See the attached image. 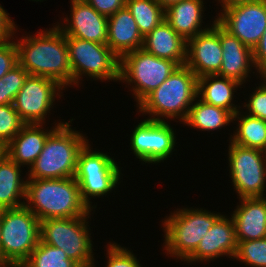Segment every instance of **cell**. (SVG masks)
<instances>
[{"label":"cell","mask_w":266,"mask_h":267,"mask_svg":"<svg viewBox=\"0 0 266 267\" xmlns=\"http://www.w3.org/2000/svg\"><path fill=\"white\" fill-rule=\"evenodd\" d=\"M232 215L237 243L266 238V197L241 198Z\"/></svg>","instance_id":"ffe728a7"},{"label":"cell","mask_w":266,"mask_h":267,"mask_svg":"<svg viewBox=\"0 0 266 267\" xmlns=\"http://www.w3.org/2000/svg\"><path fill=\"white\" fill-rule=\"evenodd\" d=\"M108 249L107 267H141L129 250L114 243L110 244Z\"/></svg>","instance_id":"d6a6232c"},{"label":"cell","mask_w":266,"mask_h":267,"mask_svg":"<svg viewBox=\"0 0 266 267\" xmlns=\"http://www.w3.org/2000/svg\"><path fill=\"white\" fill-rule=\"evenodd\" d=\"M66 42L72 83L77 84L81 74L84 73L95 79L119 80L120 58L107 44H99L69 36H66Z\"/></svg>","instance_id":"9c48e42d"},{"label":"cell","mask_w":266,"mask_h":267,"mask_svg":"<svg viewBox=\"0 0 266 267\" xmlns=\"http://www.w3.org/2000/svg\"><path fill=\"white\" fill-rule=\"evenodd\" d=\"M15 30V24L10 19L8 13L0 5V42L10 39Z\"/></svg>","instance_id":"74e56055"},{"label":"cell","mask_w":266,"mask_h":267,"mask_svg":"<svg viewBox=\"0 0 266 267\" xmlns=\"http://www.w3.org/2000/svg\"><path fill=\"white\" fill-rule=\"evenodd\" d=\"M62 88L56 80L28 75L14 98L13 106L25 124H42L53 105L56 91Z\"/></svg>","instance_id":"4fadbf2b"},{"label":"cell","mask_w":266,"mask_h":267,"mask_svg":"<svg viewBox=\"0 0 266 267\" xmlns=\"http://www.w3.org/2000/svg\"><path fill=\"white\" fill-rule=\"evenodd\" d=\"M24 125L13 104L0 105V143L6 146Z\"/></svg>","instance_id":"1f68e13d"},{"label":"cell","mask_w":266,"mask_h":267,"mask_svg":"<svg viewBox=\"0 0 266 267\" xmlns=\"http://www.w3.org/2000/svg\"><path fill=\"white\" fill-rule=\"evenodd\" d=\"M98 13L107 17L113 15L126 5V0H85Z\"/></svg>","instance_id":"d590c367"},{"label":"cell","mask_w":266,"mask_h":267,"mask_svg":"<svg viewBox=\"0 0 266 267\" xmlns=\"http://www.w3.org/2000/svg\"><path fill=\"white\" fill-rule=\"evenodd\" d=\"M20 167L7 155L0 161V208L2 209L24 206L25 202H20L19 197L25 198L26 181L21 180Z\"/></svg>","instance_id":"d4e9b609"},{"label":"cell","mask_w":266,"mask_h":267,"mask_svg":"<svg viewBox=\"0 0 266 267\" xmlns=\"http://www.w3.org/2000/svg\"><path fill=\"white\" fill-rule=\"evenodd\" d=\"M130 141L137 158L145 163H158L174 149L175 134L167 122L147 119L134 129Z\"/></svg>","instance_id":"5bb4252c"},{"label":"cell","mask_w":266,"mask_h":267,"mask_svg":"<svg viewBox=\"0 0 266 267\" xmlns=\"http://www.w3.org/2000/svg\"><path fill=\"white\" fill-rule=\"evenodd\" d=\"M143 41L144 37L126 6L108 17L106 44L119 58L128 52L141 49Z\"/></svg>","instance_id":"ac0fdd59"},{"label":"cell","mask_w":266,"mask_h":267,"mask_svg":"<svg viewBox=\"0 0 266 267\" xmlns=\"http://www.w3.org/2000/svg\"><path fill=\"white\" fill-rule=\"evenodd\" d=\"M156 57L185 65L187 41L164 20L144 37L143 47Z\"/></svg>","instance_id":"44dd1931"},{"label":"cell","mask_w":266,"mask_h":267,"mask_svg":"<svg viewBox=\"0 0 266 267\" xmlns=\"http://www.w3.org/2000/svg\"><path fill=\"white\" fill-rule=\"evenodd\" d=\"M237 244L233 218L229 220L221 215L201 238L196 250L185 261H209L225 254L234 257Z\"/></svg>","instance_id":"e0dca14e"},{"label":"cell","mask_w":266,"mask_h":267,"mask_svg":"<svg viewBox=\"0 0 266 267\" xmlns=\"http://www.w3.org/2000/svg\"><path fill=\"white\" fill-rule=\"evenodd\" d=\"M24 263L28 267H80L62 249L40 240Z\"/></svg>","instance_id":"f1b7e54d"},{"label":"cell","mask_w":266,"mask_h":267,"mask_svg":"<svg viewBox=\"0 0 266 267\" xmlns=\"http://www.w3.org/2000/svg\"><path fill=\"white\" fill-rule=\"evenodd\" d=\"M213 23L207 31L187 40L185 65L198 78L218 74L221 68L220 24L216 20Z\"/></svg>","instance_id":"9a60e30c"},{"label":"cell","mask_w":266,"mask_h":267,"mask_svg":"<svg viewBox=\"0 0 266 267\" xmlns=\"http://www.w3.org/2000/svg\"><path fill=\"white\" fill-rule=\"evenodd\" d=\"M220 44L223 51L222 63L217 75L235 80L242 85L250 72L251 64L254 65L252 49L245 46L221 25Z\"/></svg>","instance_id":"d6986e66"},{"label":"cell","mask_w":266,"mask_h":267,"mask_svg":"<svg viewBox=\"0 0 266 267\" xmlns=\"http://www.w3.org/2000/svg\"><path fill=\"white\" fill-rule=\"evenodd\" d=\"M5 155H6V146L0 143V161L5 157Z\"/></svg>","instance_id":"60d3db41"},{"label":"cell","mask_w":266,"mask_h":267,"mask_svg":"<svg viewBox=\"0 0 266 267\" xmlns=\"http://www.w3.org/2000/svg\"><path fill=\"white\" fill-rule=\"evenodd\" d=\"M203 6L202 0H182L165 10V20L187 41L210 29L199 28L202 25Z\"/></svg>","instance_id":"603a6c76"},{"label":"cell","mask_w":266,"mask_h":267,"mask_svg":"<svg viewBox=\"0 0 266 267\" xmlns=\"http://www.w3.org/2000/svg\"><path fill=\"white\" fill-rule=\"evenodd\" d=\"M28 180L24 199H27L29 204L24 203V206L39 221L81 217L92 210L82 200L75 177Z\"/></svg>","instance_id":"7a4b0ae2"},{"label":"cell","mask_w":266,"mask_h":267,"mask_svg":"<svg viewBox=\"0 0 266 267\" xmlns=\"http://www.w3.org/2000/svg\"><path fill=\"white\" fill-rule=\"evenodd\" d=\"M232 120L235 119L230 111L199 100L190 107L184 123L193 128L209 131L221 128Z\"/></svg>","instance_id":"484cf974"},{"label":"cell","mask_w":266,"mask_h":267,"mask_svg":"<svg viewBox=\"0 0 266 267\" xmlns=\"http://www.w3.org/2000/svg\"><path fill=\"white\" fill-rule=\"evenodd\" d=\"M0 267H10L0 256Z\"/></svg>","instance_id":"7bdbcfd3"},{"label":"cell","mask_w":266,"mask_h":267,"mask_svg":"<svg viewBox=\"0 0 266 267\" xmlns=\"http://www.w3.org/2000/svg\"><path fill=\"white\" fill-rule=\"evenodd\" d=\"M220 216L202 209H183L170 215L164 222L168 254L185 261Z\"/></svg>","instance_id":"52a82bcc"},{"label":"cell","mask_w":266,"mask_h":267,"mask_svg":"<svg viewBox=\"0 0 266 267\" xmlns=\"http://www.w3.org/2000/svg\"><path fill=\"white\" fill-rule=\"evenodd\" d=\"M16 267H28V266L25 263H22V264H20V265H18Z\"/></svg>","instance_id":"ee69618b"},{"label":"cell","mask_w":266,"mask_h":267,"mask_svg":"<svg viewBox=\"0 0 266 267\" xmlns=\"http://www.w3.org/2000/svg\"><path fill=\"white\" fill-rule=\"evenodd\" d=\"M29 73L19 64L0 79V105L13 104Z\"/></svg>","instance_id":"f546056e"},{"label":"cell","mask_w":266,"mask_h":267,"mask_svg":"<svg viewBox=\"0 0 266 267\" xmlns=\"http://www.w3.org/2000/svg\"><path fill=\"white\" fill-rule=\"evenodd\" d=\"M69 126L66 122L48 136L42 152L30 167L29 179L75 177L79 153L88 141Z\"/></svg>","instance_id":"3957f363"},{"label":"cell","mask_w":266,"mask_h":267,"mask_svg":"<svg viewBox=\"0 0 266 267\" xmlns=\"http://www.w3.org/2000/svg\"><path fill=\"white\" fill-rule=\"evenodd\" d=\"M8 40L0 42V79L18 64L15 42Z\"/></svg>","instance_id":"836d02e7"},{"label":"cell","mask_w":266,"mask_h":267,"mask_svg":"<svg viewBox=\"0 0 266 267\" xmlns=\"http://www.w3.org/2000/svg\"><path fill=\"white\" fill-rule=\"evenodd\" d=\"M40 221L25 206L4 209L0 256L10 266L24 263L40 240Z\"/></svg>","instance_id":"5b68a950"},{"label":"cell","mask_w":266,"mask_h":267,"mask_svg":"<svg viewBox=\"0 0 266 267\" xmlns=\"http://www.w3.org/2000/svg\"><path fill=\"white\" fill-rule=\"evenodd\" d=\"M71 4L70 24L66 23L63 29L59 27L65 36L106 44L108 17L98 13L85 0H72Z\"/></svg>","instance_id":"2e32d148"},{"label":"cell","mask_w":266,"mask_h":267,"mask_svg":"<svg viewBox=\"0 0 266 267\" xmlns=\"http://www.w3.org/2000/svg\"><path fill=\"white\" fill-rule=\"evenodd\" d=\"M15 45L18 64L29 75L56 80L63 87L72 84L66 36L59 25L36 37L27 36Z\"/></svg>","instance_id":"6da1fadb"},{"label":"cell","mask_w":266,"mask_h":267,"mask_svg":"<svg viewBox=\"0 0 266 267\" xmlns=\"http://www.w3.org/2000/svg\"><path fill=\"white\" fill-rule=\"evenodd\" d=\"M198 77L186 65L178 66L173 73L138 105L143 113L153 117L150 120L165 121L159 117L179 118L184 122L195 98L198 97ZM190 105V106H189ZM161 115V116H160Z\"/></svg>","instance_id":"277c9868"},{"label":"cell","mask_w":266,"mask_h":267,"mask_svg":"<svg viewBox=\"0 0 266 267\" xmlns=\"http://www.w3.org/2000/svg\"><path fill=\"white\" fill-rule=\"evenodd\" d=\"M252 51L254 67L259 70V73L260 75L262 74V77L266 76V30Z\"/></svg>","instance_id":"8d00e7d4"},{"label":"cell","mask_w":266,"mask_h":267,"mask_svg":"<svg viewBox=\"0 0 266 267\" xmlns=\"http://www.w3.org/2000/svg\"><path fill=\"white\" fill-rule=\"evenodd\" d=\"M234 258L251 267H266V238L238 242Z\"/></svg>","instance_id":"4dcf8cb0"},{"label":"cell","mask_w":266,"mask_h":267,"mask_svg":"<svg viewBox=\"0 0 266 267\" xmlns=\"http://www.w3.org/2000/svg\"><path fill=\"white\" fill-rule=\"evenodd\" d=\"M62 123L57 124L53 130H41V124H25L19 133L6 145V155L17 165H33L43 150L48 136Z\"/></svg>","instance_id":"7402d4cb"},{"label":"cell","mask_w":266,"mask_h":267,"mask_svg":"<svg viewBox=\"0 0 266 267\" xmlns=\"http://www.w3.org/2000/svg\"><path fill=\"white\" fill-rule=\"evenodd\" d=\"M240 119L233 139L234 144L266 152V120L251 115Z\"/></svg>","instance_id":"83f0119b"},{"label":"cell","mask_w":266,"mask_h":267,"mask_svg":"<svg viewBox=\"0 0 266 267\" xmlns=\"http://www.w3.org/2000/svg\"><path fill=\"white\" fill-rule=\"evenodd\" d=\"M164 10L182 0H155Z\"/></svg>","instance_id":"f35d334b"},{"label":"cell","mask_w":266,"mask_h":267,"mask_svg":"<svg viewBox=\"0 0 266 267\" xmlns=\"http://www.w3.org/2000/svg\"><path fill=\"white\" fill-rule=\"evenodd\" d=\"M143 37L165 20V10L155 0H126Z\"/></svg>","instance_id":"4316f807"},{"label":"cell","mask_w":266,"mask_h":267,"mask_svg":"<svg viewBox=\"0 0 266 267\" xmlns=\"http://www.w3.org/2000/svg\"><path fill=\"white\" fill-rule=\"evenodd\" d=\"M230 143L229 166L234 189L240 198L263 197L266 180V156L263 155L266 152Z\"/></svg>","instance_id":"8fae6325"},{"label":"cell","mask_w":266,"mask_h":267,"mask_svg":"<svg viewBox=\"0 0 266 267\" xmlns=\"http://www.w3.org/2000/svg\"><path fill=\"white\" fill-rule=\"evenodd\" d=\"M216 21L252 50L266 30V0H252L224 8Z\"/></svg>","instance_id":"7c38bea8"},{"label":"cell","mask_w":266,"mask_h":267,"mask_svg":"<svg viewBox=\"0 0 266 267\" xmlns=\"http://www.w3.org/2000/svg\"><path fill=\"white\" fill-rule=\"evenodd\" d=\"M178 67L171 60L162 59L143 48L128 52L120 58L119 80L134 83L133 95L138 104L159 87Z\"/></svg>","instance_id":"ba28073f"},{"label":"cell","mask_w":266,"mask_h":267,"mask_svg":"<svg viewBox=\"0 0 266 267\" xmlns=\"http://www.w3.org/2000/svg\"><path fill=\"white\" fill-rule=\"evenodd\" d=\"M3 213H4V209L0 208V244H1V225H2Z\"/></svg>","instance_id":"b9f144b4"},{"label":"cell","mask_w":266,"mask_h":267,"mask_svg":"<svg viewBox=\"0 0 266 267\" xmlns=\"http://www.w3.org/2000/svg\"><path fill=\"white\" fill-rule=\"evenodd\" d=\"M247 1H252V0H221V2L223 3L221 6L224 9L226 7Z\"/></svg>","instance_id":"ab89813d"},{"label":"cell","mask_w":266,"mask_h":267,"mask_svg":"<svg viewBox=\"0 0 266 267\" xmlns=\"http://www.w3.org/2000/svg\"><path fill=\"white\" fill-rule=\"evenodd\" d=\"M87 216L40 221V241L62 249L80 267H94Z\"/></svg>","instance_id":"8992f818"},{"label":"cell","mask_w":266,"mask_h":267,"mask_svg":"<svg viewBox=\"0 0 266 267\" xmlns=\"http://www.w3.org/2000/svg\"><path fill=\"white\" fill-rule=\"evenodd\" d=\"M220 77L221 80L218 79L219 75L217 74L199 77L197 94L199 96L201 94L203 102L230 111L236 119L240 115L239 110L236 106H233V103L231 104V101L233 90L241 84L235 80L223 76Z\"/></svg>","instance_id":"cb8c5ba5"},{"label":"cell","mask_w":266,"mask_h":267,"mask_svg":"<svg viewBox=\"0 0 266 267\" xmlns=\"http://www.w3.org/2000/svg\"><path fill=\"white\" fill-rule=\"evenodd\" d=\"M89 144L80 151L75 179L81 198L91 209L88 196H103L113 190L120 179V170L110 156L102 152H91Z\"/></svg>","instance_id":"30bf717a"},{"label":"cell","mask_w":266,"mask_h":267,"mask_svg":"<svg viewBox=\"0 0 266 267\" xmlns=\"http://www.w3.org/2000/svg\"><path fill=\"white\" fill-rule=\"evenodd\" d=\"M266 81V76H263ZM255 90L251 96L249 103L244 107L249 110V115L266 120V82Z\"/></svg>","instance_id":"e575fe53"}]
</instances>
